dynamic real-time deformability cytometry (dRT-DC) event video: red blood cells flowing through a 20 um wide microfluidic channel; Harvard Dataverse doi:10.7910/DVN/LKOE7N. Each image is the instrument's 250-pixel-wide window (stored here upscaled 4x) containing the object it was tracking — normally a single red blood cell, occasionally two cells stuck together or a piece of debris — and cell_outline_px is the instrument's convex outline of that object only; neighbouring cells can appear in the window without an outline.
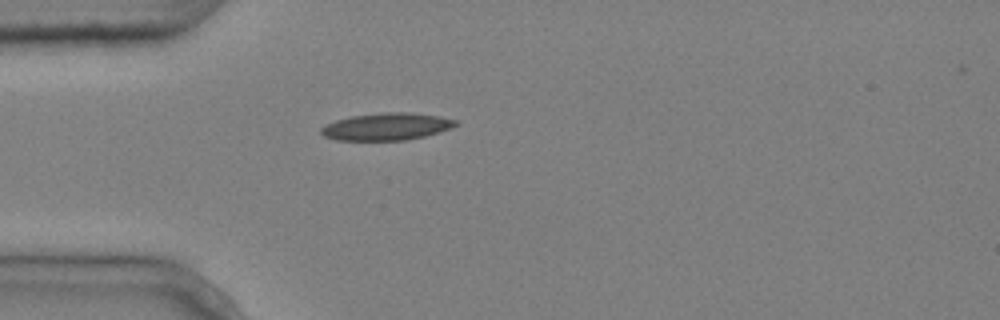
{"species": "common noctule bat (a hibernating species)", "species_latin": "Nyctalus noctula", "temperature_condition": "cold", "stored_images_in_passage": 1, "camera_frame_rate_fps": 3000, "um_per_image_px": 0.085, "animal": {"sex": "male", "body_mass_g": 20.4}, "frame": {"image": 1, "passage_image": 1, "time_ms": 0.0, "image_size_px": [1000, 320], "cell_outline_px": [[460, 124], [452, 128], [424, 136], [404, 140], [336, 140], [324, 136], [320, 132], [320, 128], [336, 120], [352, 116], [384, 112], [408, 112], [440, 116], [456, 120]], "centroid_in_image_um": [32.88, 10.75], "position_along_channel_um": 52.1, "area_um2": 21.27}}